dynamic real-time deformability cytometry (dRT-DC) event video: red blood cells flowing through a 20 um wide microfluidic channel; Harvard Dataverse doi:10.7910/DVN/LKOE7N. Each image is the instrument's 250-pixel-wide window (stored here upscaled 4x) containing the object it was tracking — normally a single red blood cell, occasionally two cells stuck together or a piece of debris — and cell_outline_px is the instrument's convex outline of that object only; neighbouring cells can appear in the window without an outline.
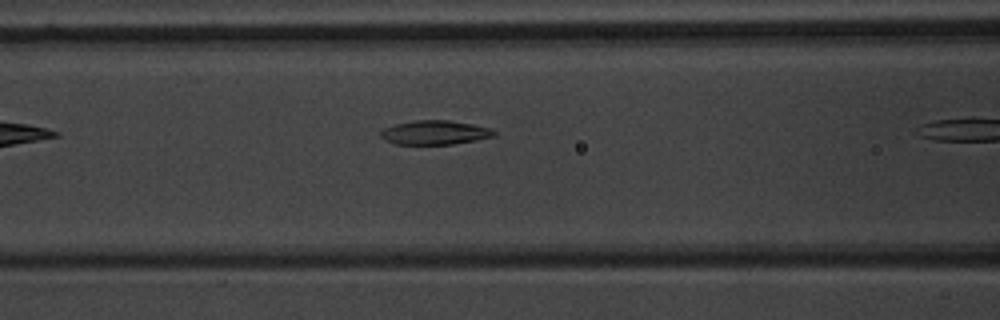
{"species": "common noctule bat (a hibernating species)", "species_latin": "Nyctalus noctula", "temperature_condition": "warm", "stored_images_in_passage": 4, "camera_frame_rate_fps": 3000, "um_per_image_px": 0.085, "animal": {"sex": "male", "body_mass_g": 20.1, "forearm_length_mm": 53.5}, "frame": {"image": 1, "passage_image": 3, "time_ms": 0.667, "image_size_px": [1000, 320], "cell_outline_px": [[496, 136], [476, 140], [452, 144], [396, 144], [384, 140], [380, 136], [380, 132], [384, 128], [396, 124], [416, 120], [448, 120], [472, 124], [492, 128], [496, 132]], "centroid_in_image_um": [36.98, 11.26], "position_along_channel_um": 129.6, "area_um2": 15.95}}